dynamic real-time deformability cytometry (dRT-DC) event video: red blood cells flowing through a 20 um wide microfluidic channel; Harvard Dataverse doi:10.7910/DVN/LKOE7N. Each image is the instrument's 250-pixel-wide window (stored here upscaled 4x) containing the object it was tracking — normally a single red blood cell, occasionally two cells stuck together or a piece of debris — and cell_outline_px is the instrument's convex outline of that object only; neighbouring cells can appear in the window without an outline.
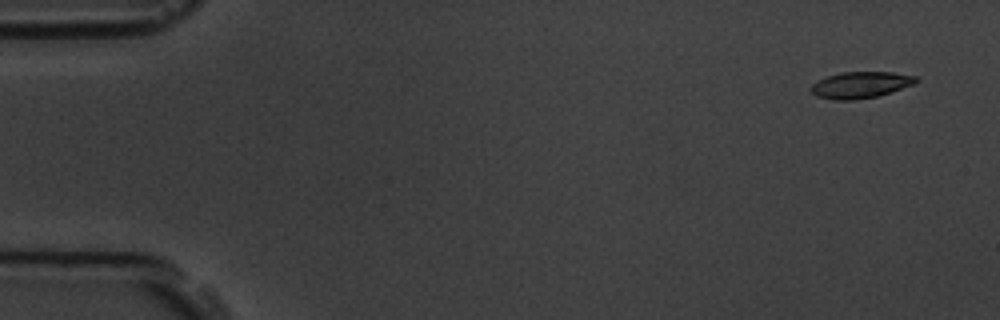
{"species": "common noctule bat (a hibernating species)", "species_latin": "Nyctalus noctula", "temperature_condition": "room temperature", "stored_images_in_passage": 4, "segment_of_instrument_passage": [2, 2], "camera_frame_rate_fps": 3000, "um_per_image_px": 0.085, "animal": {"sex": "male", "body_mass_g": 19.5, "forearm_length_mm": 54.6}, "frame": {"image": 1, "passage_image": 4, "time_ms": 4.0, "image_size_px": [1000, 320], "cell_outline_px": [[920, 80], [916, 84], [876, 96], [852, 100], [836, 100], [816, 96], [808, 88], [812, 84], [828, 76], [840, 72], [892, 72], [916, 76]], "centroid_in_image_um": [73.16, 7.21], "position_along_channel_um": 11.8, "area_um2": 16.13}}